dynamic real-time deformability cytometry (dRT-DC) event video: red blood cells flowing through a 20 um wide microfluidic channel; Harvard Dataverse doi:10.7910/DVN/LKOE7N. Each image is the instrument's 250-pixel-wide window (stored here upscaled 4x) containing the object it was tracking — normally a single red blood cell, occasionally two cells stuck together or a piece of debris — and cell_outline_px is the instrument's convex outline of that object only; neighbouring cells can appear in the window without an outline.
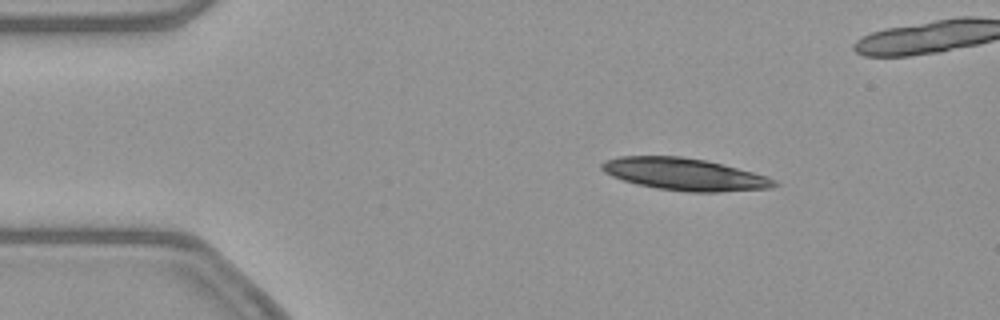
{"species": "common noctule bat (a hibernating species)", "species_latin": "Nyctalus noctula", "temperature_condition": "warm", "stored_images_in_passage": 34, "camera_frame_rate_fps": 3000, "um_per_image_px": 0.085, "animal": {"sex": "female", "body_mass_g": 21.9}, "frame": {"image": 1, "passage_image": 6, "time_ms": 1.667, "image_size_px": [1000, 320], "cell_outline_px": [[780, 184], [772, 188], [720, 192], [688, 192], [656, 188], [636, 184], [612, 176], [604, 172], [600, 168], [600, 164], [604, 160], [620, 156], [680, 156], [704, 160], [768, 176], [776, 180]], "centroid_in_image_um": [58.18, 14.82], "position_along_channel_um": 26.8, "area_um2": 32.31}}